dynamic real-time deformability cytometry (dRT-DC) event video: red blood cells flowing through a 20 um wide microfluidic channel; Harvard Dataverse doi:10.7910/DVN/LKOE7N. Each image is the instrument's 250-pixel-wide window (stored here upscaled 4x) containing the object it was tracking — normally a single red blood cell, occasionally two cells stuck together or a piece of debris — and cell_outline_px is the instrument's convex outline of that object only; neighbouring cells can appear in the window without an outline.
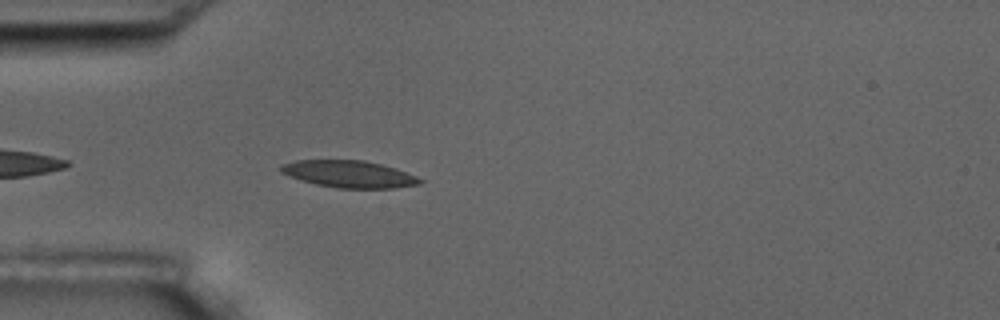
{"species": "common noctule bat (a hibernating species)", "species_latin": "Nyctalus noctula", "temperature_condition": "room temperature", "stored_images_in_passage": 45, "camera_frame_rate_fps": 3000, "um_per_image_px": 0.085, "animal": {"sex": "male", "body_mass_g": 17.5, "forearm_length_mm": 52.3}, "frame": {"image": 1, "passage_image": 5, "time_ms": 1.333, "image_size_px": [1000, 320], "cell_outline_px": [[424, 180], [420, 184], [392, 188], [336, 188], [316, 184], [300, 180], [280, 172], [280, 168], [284, 164], [296, 160], [364, 160], [396, 168], [416, 176]], "centroid_in_image_um": [29.68, 14.8], "position_along_channel_um": 55.3, "area_um2": 21.79}}
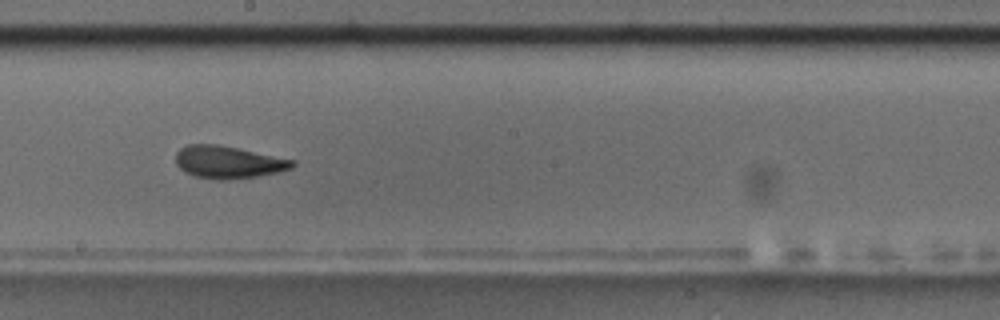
{"frame": {"image": 2, "passage_image": 20, "time_ms": 6.333, "image_size_px": [1000, 320], "cell_outline_px": [[296, 164], [292, 168], [280, 172], [256, 176], [224, 180], [220, 180], [196, 176], [184, 172], [176, 164], [176, 152], [180, 148], [188, 144], [216, 144], [296, 160]], "centroid_in_image_um": [19.4, 13.78], "position_along_channel_um": 228.8, "area_um2": 21.96}}
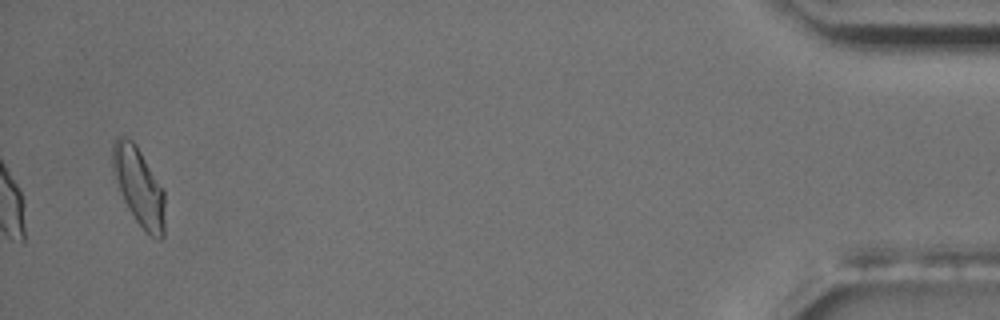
{"frame": {"image": 3, "passage_image": 43, "time_ms": 14.0, "image_size_px": [1000, 320], "cell_outline_px": [[164, 236], [160, 240], [156, 240], [144, 232], [128, 208], [120, 192], [112, 168], [112, 144], [120, 136], [124, 136], [132, 140], [136, 144], [164, 188]], "centroid_in_image_um": [11.83, 15.88], "position_along_channel_um": 423.4, "area_um2": 23.99}, "authors_computed_cell_mechanics": {"area_um2": 21.6172, "velocity_mm_per_s": 3.6, "shape_relaxation_time_tau1_ms": 6.8358, "shape_relaxation_time_tau2_ms": 2.2238, "deformation_change_tau1": 0.1642, "deformation_change_tau2": 0.0859}}